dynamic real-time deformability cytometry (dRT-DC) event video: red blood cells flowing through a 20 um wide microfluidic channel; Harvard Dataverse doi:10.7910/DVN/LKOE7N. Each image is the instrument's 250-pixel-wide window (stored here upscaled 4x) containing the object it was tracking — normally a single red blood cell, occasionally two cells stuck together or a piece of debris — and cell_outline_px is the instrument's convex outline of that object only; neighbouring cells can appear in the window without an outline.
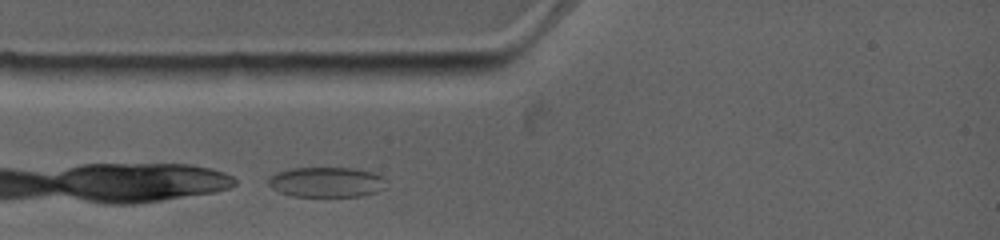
{"species": "common noctule bat (a hibernating species)", "species_latin": "Nyctalus noctula", "temperature_condition": "warm", "stored_images_in_passage": 1, "camera_frame_rate_fps": 4500, "um_per_image_px": 0.085, "animal": {"sex": "female", "body_mass_g": 19.0, "forearm_length_mm": 53.3}, "frame": {"image": 1, "passage_image": 1, "time_ms": 0.0, "image_size_px": [1000, 240], "cell_outline_px": [[384, 188], [376, 192], [364, 196], [292, 196], [280, 192], [272, 188], [268, 184], [268, 180], [276, 172], [288, 168], [352, 168], [372, 172], [384, 176]], "centroid_in_image_um": [27.75, 15.48], "position_along_channel_um": 57.3, "area_um2": 20.69}}